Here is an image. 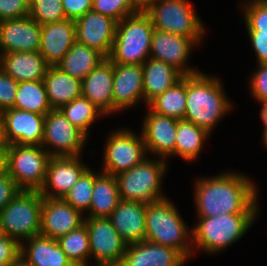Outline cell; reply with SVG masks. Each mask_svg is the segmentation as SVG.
<instances>
[{"label": "cell", "mask_w": 267, "mask_h": 266, "mask_svg": "<svg viewBox=\"0 0 267 266\" xmlns=\"http://www.w3.org/2000/svg\"><path fill=\"white\" fill-rule=\"evenodd\" d=\"M197 180L194 191L198 217L258 213L256 187L247 176L230 171Z\"/></svg>", "instance_id": "1"}, {"label": "cell", "mask_w": 267, "mask_h": 266, "mask_svg": "<svg viewBox=\"0 0 267 266\" xmlns=\"http://www.w3.org/2000/svg\"><path fill=\"white\" fill-rule=\"evenodd\" d=\"M221 82L202 72L186 76V110L184 120L211 134L216 123L231 108Z\"/></svg>", "instance_id": "2"}, {"label": "cell", "mask_w": 267, "mask_h": 266, "mask_svg": "<svg viewBox=\"0 0 267 266\" xmlns=\"http://www.w3.org/2000/svg\"><path fill=\"white\" fill-rule=\"evenodd\" d=\"M145 225V240L171 247L179 251L187 260L192 256L193 244L189 243L192 239L191 230H188L187 224L169 199L146 204Z\"/></svg>", "instance_id": "3"}, {"label": "cell", "mask_w": 267, "mask_h": 266, "mask_svg": "<svg viewBox=\"0 0 267 266\" xmlns=\"http://www.w3.org/2000/svg\"><path fill=\"white\" fill-rule=\"evenodd\" d=\"M154 29L150 17L143 10L123 18L116 25L113 48L108 58L113 63L142 65L150 58Z\"/></svg>", "instance_id": "4"}, {"label": "cell", "mask_w": 267, "mask_h": 266, "mask_svg": "<svg viewBox=\"0 0 267 266\" xmlns=\"http://www.w3.org/2000/svg\"><path fill=\"white\" fill-rule=\"evenodd\" d=\"M257 214H220L214 217H198L191 229L195 247L207 253H218L244 236Z\"/></svg>", "instance_id": "5"}, {"label": "cell", "mask_w": 267, "mask_h": 266, "mask_svg": "<svg viewBox=\"0 0 267 266\" xmlns=\"http://www.w3.org/2000/svg\"><path fill=\"white\" fill-rule=\"evenodd\" d=\"M43 197L39 191L21 190L0 212L4 233L20 244L40 235Z\"/></svg>", "instance_id": "6"}, {"label": "cell", "mask_w": 267, "mask_h": 266, "mask_svg": "<svg viewBox=\"0 0 267 266\" xmlns=\"http://www.w3.org/2000/svg\"><path fill=\"white\" fill-rule=\"evenodd\" d=\"M141 163L116 175L121 200L152 203L167 197L161 194L162 178L167 163L162 158Z\"/></svg>", "instance_id": "7"}, {"label": "cell", "mask_w": 267, "mask_h": 266, "mask_svg": "<svg viewBox=\"0 0 267 266\" xmlns=\"http://www.w3.org/2000/svg\"><path fill=\"white\" fill-rule=\"evenodd\" d=\"M188 0H155L143 8L155 29L187 36L197 44L204 25Z\"/></svg>", "instance_id": "8"}, {"label": "cell", "mask_w": 267, "mask_h": 266, "mask_svg": "<svg viewBox=\"0 0 267 266\" xmlns=\"http://www.w3.org/2000/svg\"><path fill=\"white\" fill-rule=\"evenodd\" d=\"M50 158L42 146L11 144L6 152L7 174L21 190L40 191Z\"/></svg>", "instance_id": "9"}, {"label": "cell", "mask_w": 267, "mask_h": 266, "mask_svg": "<svg viewBox=\"0 0 267 266\" xmlns=\"http://www.w3.org/2000/svg\"><path fill=\"white\" fill-rule=\"evenodd\" d=\"M88 230L91 255L96 266H119L126 252L127 243L112 226L109 217H84Z\"/></svg>", "instance_id": "10"}, {"label": "cell", "mask_w": 267, "mask_h": 266, "mask_svg": "<svg viewBox=\"0 0 267 266\" xmlns=\"http://www.w3.org/2000/svg\"><path fill=\"white\" fill-rule=\"evenodd\" d=\"M87 136L74 126L60 109L45 115L44 137L41 146L50 156H80Z\"/></svg>", "instance_id": "11"}, {"label": "cell", "mask_w": 267, "mask_h": 266, "mask_svg": "<svg viewBox=\"0 0 267 266\" xmlns=\"http://www.w3.org/2000/svg\"><path fill=\"white\" fill-rule=\"evenodd\" d=\"M105 147L103 173L113 176L141 163L147 154L142 134L138 137L130 130L111 133Z\"/></svg>", "instance_id": "12"}, {"label": "cell", "mask_w": 267, "mask_h": 266, "mask_svg": "<svg viewBox=\"0 0 267 266\" xmlns=\"http://www.w3.org/2000/svg\"><path fill=\"white\" fill-rule=\"evenodd\" d=\"M197 43L175 33L154 29L151 41L150 58L163 61L179 71L183 76L194 75L200 71L187 66L192 47Z\"/></svg>", "instance_id": "13"}, {"label": "cell", "mask_w": 267, "mask_h": 266, "mask_svg": "<svg viewBox=\"0 0 267 266\" xmlns=\"http://www.w3.org/2000/svg\"><path fill=\"white\" fill-rule=\"evenodd\" d=\"M75 42L94 48L106 58L111 54L117 22L90 10L75 20Z\"/></svg>", "instance_id": "14"}, {"label": "cell", "mask_w": 267, "mask_h": 266, "mask_svg": "<svg viewBox=\"0 0 267 266\" xmlns=\"http://www.w3.org/2000/svg\"><path fill=\"white\" fill-rule=\"evenodd\" d=\"M87 169L80 156H51L40 194L45 198H63Z\"/></svg>", "instance_id": "15"}, {"label": "cell", "mask_w": 267, "mask_h": 266, "mask_svg": "<svg viewBox=\"0 0 267 266\" xmlns=\"http://www.w3.org/2000/svg\"><path fill=\"white\" fill-rule=\"evenodd\" d=\"M83 213L62 198H45L42 201L40 234L58 240L84 224Z\"/></svg>", "instance_id": "16"}, {"label": "cell", "mask_w": 267, "mask_h": 266, "mask_svg": "<svg viewBox=\"0 0 267 266\" xmlns=\"http://www.w3.org/2000/svg\"><path fill=\"white\" fill-rule=\"evenodd\" d=\"M142 128V137L147 153L159 158L175 156L176 131L179 119L147 111Z\"/></svg>", "instance_id": "17"}, {"label": "cell", "mask_w": 267, "mask_h": 266, "mask_svg": "<svg viewBox=\"0 0 267 266\" xmlns=\"http://www.w3.org/2000/svg\"><path fill=\"white\" fill-rule=\"evenodd\" d=\"M1 114L4 119L6 138L10 145L41 146L45 115L16 108L6 109Z\"/></svg>", "instance_id": "18"}, {"label": "cell", "mask_w": 267, "mask_h": 266, "mask_svg": "<svg viewBox=\"0 0 267 266\" xmlns=\"http://www.w3.org/2000/svg\"><path fill=\"white\" fill-rule=\"evenodd\" d=\"M41 25L30 16L0 22V50L8 52L39 51Z\"/></svg>", "instance_id": "19"}, {"label": "cell", "mask_w": 267, "mask_h": 266, "mask_svg": "<svg viewBox=\"0 0 267 266\" xmlns=\"http://www.w3.org/2000/svg\"><path fill=\"white\" fill-rule=\"evenodd\" d=\"M112 94L113 112L137 105L143 99L142 65L113 63Z\"/></svg>", "instance_id": "20"}, {"label": "cell", "mask_w": 267, "mask_h": 266, "mask_svg": "<svg viewBox=\"0 0 267 266\" xmlns=\"http://www.w3.org/2000/svg\"><path fill=\"white\" fill-rule=\"evenodd\" d=\"M187 259L177 250L147 240L127 244L119 266H182Z\"/></svg>", "instance_id": "21"}, {"label": "cell", "mask_w": 267, "mask_h": 266, "mask_svg": "<svg viewBox=\"0 0 267 266\" xmlns=\"http://www.w3.org/2000/svg\"><path fill=\"white\" fill-rule=\"evenodd\" d=\"M75 20L41 25L39 52L49 66H56L75 43Z\"/></svg>", "instance_id": "22"}, {"label": "cell", "mask_w": 267, "mask_h": 266, "mask_svg": "<svg viewBox=\"0 0 267 266\" xmlns=\"http://www.w3.org/2000/svg\"><path fill=\"white\" fill-rule=\"evenodd\" d=\"M82 96L90 100L105 115L113 113V62L106 58L83 80Z\"/></svg>", "instance_id": "23"}, {"label": "cell", "mask_w": 267, "mask_h": 266, "mask_svg": "<svg viewBox=\"0 0 267 266\" xmlns=\"http://www.w3.org/2000/svg\"><path fill=\"white\" fill-rule=\"evenodd\" d=\"M146 204L121 200L109 216L112 226L127 244L145 240Z\"/></svg>", "instance_id": "24"}, {"label": "cell", "mask_w": 267, "mask_h": 266, "mask_svg": "<svg viewBox=\"0 0 267 266\" xmlns=\"http://www.w3.org/2000/svg\"><path fill=\"white\" fill-rule=\"evenodd\" d=\"M49 65L39 51L1 54L0 68L14 80H43Z\"/></svg>", "instance_id": "25"}, {"label": "cell", "mask_w": 267, "mask_h": 266, "mask_svg": "<svg viewBox=\"0 0 267 266\" xmlns=\"http://www.w3.org/2000/svg\"><path fill=\"white\" fill-rule=\"evenodd\" d=\"M21 242L20 259L29 266H74L57 240L38 235Z\"/></svg>", "instance_id": "26"}, {"label": "cell", "mask_w": 267, "mask_h": 266, "mask_svg": "<svg viewBox=\"0 0 267 266\" xmlns=\"http://www.w3.org/2000/svg\"><path fill=\"white\" fill-rule=\"evenodd\" d=\"M143 67V99L147 105L180 81L183 75L163 61L147 58Z\"/></svg>", "instance_id": "27"}, {"label": "cell", "mask_w": 267, "mask_h": 266, "mask_svg": "<svg viewBox=\"0 0 267 266\" xmlns=\"http://www.w3.org/2000/svg\"><path fill=\"white\" fill-rule=\"evenodd\" d=\"M43 81L52 109H60L82 96L81 80L64 73L57 66L48 67Z\"/></svg>", "instance_id": "28"}, {"label": "cell", "mask_w": 267, "mask_h": 266, "mask_svg": "<svg viewBox=\"0 0 267 266\" xmlns=\"http://www.w3.org/2000/svg\"><path fill=\"white\" fill-rule=\"evenodd\" d=\"M120 201L116 177L100 172L93 185L89 217H109Z\"/></svg>", "instance_id": "29"}, {"label": "cell", "mask_w": 267, "mask_h": 266, "mask_svg": "<svg viewBox=\"0 0 267 266\" xmlns=\"http://www.w3.org/2000/svg\"><path fill=\"white\" fill-rule=\"evenodd\" d=\"M105 59L98 50L75 42L56 66L64 73L83 80Z\"/></svg>", "instance_id": "30"}, {"label": "cell", "mask_w": 267, "mask_h": 266, "mask_svg": "<svg viewBox=\"0 0 267 266\" xmlns=\"http://www.w3.org/2000/svg\"><path fill=\"white\" fill-rule=\"evenodd\" d=\"M13 108L39 115H46L52 110L44 81L19 82Z\"/></svg>", "instance_id": "31"}, {"label": "cell", "mask_w": 267, "mask_h": 266, "mask_svg": "<svg viewBox=\"0 0 267 266\" xmlns=\"http://www.w3.org/2000/svg\"><path fill=\"white\" fill-rule=\"evenodd\" d=\"M209 136L206 130L190 121L180 119L176 131L175 156L193 161L198 157L204 141Z\"/></svg>", "instance_id": "32"}, {"label": "cell", "mask_w": 267, "mask_h": 266, "mask_svg": "<svg viewBox=\"0 0 267 266\" xmlns=\"http://www.w3.org/2000/svg\"><path fill=\"white\" fill-rule=\"evenodd\" d=\"M148 109L156 114L184 119L186 110V76H183L174 86L157 95L148 104Z\"/></svg>", "instance_id": "33"}, {"label": "cell", "mask_w": 267, "mask_h": 266, "mask_svg": "<svg viewBox=\"0 0 267 266\" xmlns=\"http://www.w3.org/2000/svg\"><path fill=\"white\" fill-rule=\"evenodd\" d=\"M57 241L74 266H89L87 259L91 256V251L85 224L60 237Z\"/></svg>", "instance_id": "34"}, {"label": "cell", "mask_w": 267, "mask_h": 266, "mask_svg": "<svg viewBox=\"0 0 267 266\" xmlns=\"http://www.w3.org/2000/svg\"><path fill=\"white\" fill-rule=\"evenodd\" d=\"M66 119L81 130L86 136L90 125L96 118L105 114L97 108L90 100L81 96L60 108Z\"/></svg>", "instance_id": "35"}, {"label": "cell", "mask_w": 267, "mask_h": 266, "mask_svg": "<svg viewBox=\"0 0 267 266\" xmlns=\"http://www.w3.org/2000/svg\"><path fill=\"white\" fill-rule=\"evenodd\" d=\"M98 175L88 168L62 199L81 213L86 210L89 211L93 185Z\"/></svg>", "instance_id": "36"}, {"label": "cell", "mask_w": 267, "mask_h": 266, "mask_svg": "<svg viewBox=\"0 0 267 266\" xmlns=\"http://www.w3.org/2000/svg\"><path fill=\"white\" fill-rule=\"evenodd\" d=\"M91 10L104 14L118 23L123 18L141 12L143 9L138 0H93Z\"/></svg>", "instance_id": "37"}, {"label": "cell", "mask_w": 267, "mask_h": 266, "mask_svg": "<svg viewBox=\"0 0 267 266\" xmlns=\"http://www.w3.org/2000/svg\"><path fill=\"white\" fill-rule=\"evenodd\" d=\"M29 16L40 25L66 19L62 0H35L29 7Z\"/></svg>", "instance_id": "38"}, {"label": "cell", "mask_w": 267, "mask_h": 266, "mask_svg": "<svg viewBox=\"0 0 267 266\" xmlns=\"http://www.w3.org/2000/svg\"><path fill=\"white\" fill-rule=\"evenodd\" d=\"M242 7L247 31L267 33V0H249Z\"/></svg>", "instance_id": "39"}, {"label": "cell", "mask_w": 267, "mask_h": 266, "mask_svg": "<svg viewBox=\"0 0 267 266\" xmlns=\"http://www.w3.org/2000/svg\"><path fill=\"white\" fill-rule=\"evenodd\" d=\"M18 84L0 68V113L14 107Z\"/></svg>", "instance_id": "40"}, {"label": "cell", "mask_w": 267, "mask_h": 266, "mask_svg": "<svg viewBox=\"0 0 267 266\" xmlns=\"http://www.w3.org/2000/svg\"><path fill=\"white\" fill-rule=\"evenodd\" d=\"M21 244L5 235L0 238V266H13L20 259Z\"/></svg>", "instance_id": "41"}, {"label": "cell", "mask_w": 267, "mask_h": 266, "mask_svg": "<svg viewBox=\"0 0 267 266\" xmlns=\"http://www.w3.org/2000/svg\"><path fill=\"white\" fill-rule=\"evenodd\" d=\"M29 16V7L24 0H0V22Z\"/></svg>", "instance_id": "42"}, {"label": "cell", "mask_w": 267, "mask_h": 266, "mask_svg": "<svg viewBox=\"0 0 267 266\" xmlns=\"http://www.w3.org/2000/svg\"><path fill=\"white\" fill-rule=\"evenodd\" d=\"M258 66L250 81V92L255 99H267V63Z\"/></svg>", "instance_id": "43"}, {"label": "cell", "mask_w": 267, "mask_h": 266, "mask_svg": "<svg viewBox=\"0 0 267 266\" xmlns=\"http://www.w3.org/2000/svg\"><path fill=\"white\" fill-rule=\"evenodd\" d=\"M93 0H62L66 19L76 20L92 9Z\"/></svg>", "instance_id": "44"}, {"label": "cell", "mask_w": 267, "mask_h": 266, "mask_svg": "<svg viewBox=\"0 0 267 266\" xmlns=\"http://www.w3.org/2000/svg\"><path fill=\"white\" fill-rule=\"evenodd\" d=\"M20 191L7 172L0 176V212Z\"/></svg>", "instance_id": "45"}, {"label": "cell", "mask_w": 267, "mask_h": 266, "mask_svg": "<svg viewBox=\"0 0 267 266\" xmlns=\"http://www.w3.org/2000/svg\"><path fill=\"white\" fill-rule=\"evenodd\" d=\"M248 35L255 50L258 64L267 63V33L248 31Z\"/></svg>", "instance_id": "46"}, {"label": "cell", "mask_w": 267, "mask_h": 266, "mask_svg": "<svg viewBox=\"0 0 267 266\" xmlns=\"http://www.w3.org/2000/svg\"><path fill=\"white\" fill-rule=\"evenodd\" d=\"M9 146L10 144L6 138L4 119L0 113V152H7Z\"/></svg>", "instance_id": "47"}, {"label": "cell", "mask_w": 267, "mask_h": 266, "mask_svg": "<svg viewBox=\"0 0 267 266\" xmlns=\"http://www.w3.org/2000/svg\"><path fill=\"white\" fill-rule=\"evenodd\" d=\"M256 101H259L262 105V108L260 110V117L264 125L263 134H265L267 132V99H256Z\"/></svg>", "instance_id": "48"}, {"label": "cell", "mask_w": 267, "mask_h": 266, "mask_svg": "<svg viewBox=\"0 0 267 266\" xmlns=\"http://www.w3.org/2000/svg\"><path fill=\"white\" fill-rule=\"evenodd\" d=\"M7 172L6 152H0V176Z\"/></svg>", "instance_id": "49"}, {"label": "cell", "mask_w": 267, "mask_h": 266, "mask_svg": "<svg viewBox=\"0 0 267 266\" xmlns=\"http://www.w3.org/2000/svg\"><path fill=\"white\" fill-rule=\"evenodd\" d=\"M155 0H138V3L142 7V9L147 6L149 3L153 2Z\"/></svg>", "instance_id": "50"}, {"label": "cell", "mask_w": 267, "mask_h": 266, "mask_svg": "<svg viewBox=\"0 0 267 266\" xmlns=\"http://www.w3.org/2000/svg\"><path fill=\"white\" fill-rule=\"evenodd\" d=\"M13 266H29L23 260L19 259Z\"/></svg>", "instance_id": "51"}, {"label": "cell", "mask_w": 267, "mask_h": 266, "mask_svg": "<svg viewBox=\"0 0 267 266\" xmlns=\"http://www.w3.org/2000/svg\"><path fill=\"white\" fill-rule=\"evenodd\" d=\"M4 236H5V233H4L3 227H2L1 222H0V238H2Z\"/></svg>", "instance_id": "52"}, {"label": "cell", "mask_w": 267, "mask_h": 266, "mask_svg": "<svg viewBox=\"0 0 267 266\" xmlns=\"http://www.w3.org/2000/svg\"><path fill=\"white\" fill-rule=\"evenodd\" d=\"M35 0H24L28 7L34 2Z\"/></svg>", "instance_id": "53"}, {"label": "cell", "mask_w": 267, "mask_h": 266, "mask_svg": "<svg viewBox=\"0 0 267 266\" xmlns=\"http://www.w3.org/2000/svg\"><path fill=\"white\" fill-rule=\"evenodd\" d=\"M263 140H264L265 145L267 146V132L263 134Z\"/></svg>", "instance_id": "54"}]
</instances>
